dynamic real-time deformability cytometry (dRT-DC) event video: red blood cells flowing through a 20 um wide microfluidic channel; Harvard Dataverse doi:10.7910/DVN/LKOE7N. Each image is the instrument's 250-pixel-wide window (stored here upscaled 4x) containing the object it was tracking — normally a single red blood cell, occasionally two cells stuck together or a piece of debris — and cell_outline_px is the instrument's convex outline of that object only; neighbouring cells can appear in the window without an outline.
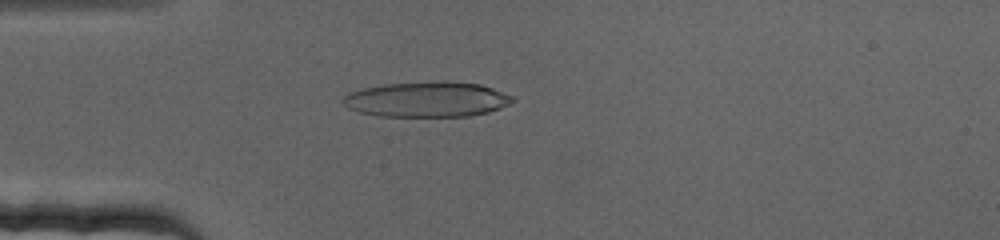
{"species": "human", "species_latin": "Homo sapiens", "temperature_condition": "cold", "stored_images_in_passage": 54, "camera_frame_rate_fps": 3000, "um_per_image_px": 0.085, "donor": {"sex": "female"}, "frame": {"image": 1, "passage_image": 3, "time_ms": 0.667, "image_size_px": [1000, 240], "cell_outline_px": [[516, 100], [500, 108], [488, 112], [468, 116], [380, 116], [360, 112], [348, 108], [340, 100], [348, 92], [364, 88], [384, 84], [480, 84], [492, 88], [512, 96]], "centroid_in_image_um": [36.24, 8.49], "position_along_channel_um": 48.8, "area_um2": 33.58}}
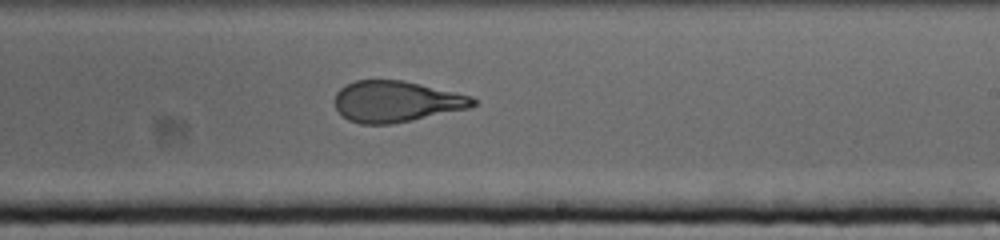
{"frame": {"image": 2, "passage_image": 26, "time_ms": 8.333, "image_size_px": [1000, 240], "cell_outline_px": [[476, 104], [468, 108], [412, 120], [392, 124], [360, 124], [348, 120], [336, 108], [332, 100], [336, 92], [340, 88], [356, 80], [404, 80], [472, 96], [476, 100]], "centroid_in_image_um": [33.64, 8.62], "position_along_channel_um": 255.4, "area_um2": 33.12}}
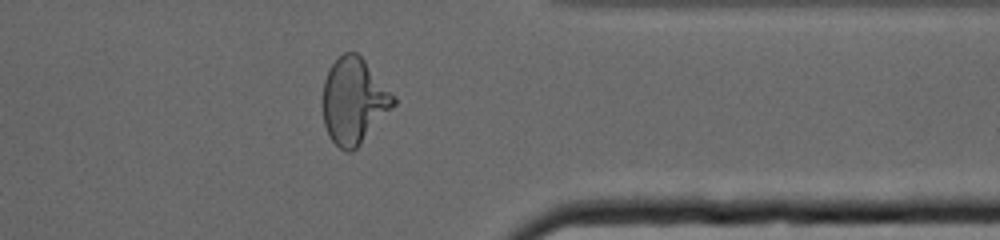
{"frame": {"image": 3, "passage_image": 40, "time_ms": 13.0, "image_size_px": [1000, 240], "cell_outline_px": [[396, 104], [360, 144], [352, 152], [344, 152], [332, 140], [324, 124], [320, 100], [324, 80], [328, 68], [344, 52], [356, 52], [364, 60], [396, 96]], "centroid_in_image_um": [30.05, 8.58], "position_along_channel_um": 381.4, "area_um2": 35.66}}